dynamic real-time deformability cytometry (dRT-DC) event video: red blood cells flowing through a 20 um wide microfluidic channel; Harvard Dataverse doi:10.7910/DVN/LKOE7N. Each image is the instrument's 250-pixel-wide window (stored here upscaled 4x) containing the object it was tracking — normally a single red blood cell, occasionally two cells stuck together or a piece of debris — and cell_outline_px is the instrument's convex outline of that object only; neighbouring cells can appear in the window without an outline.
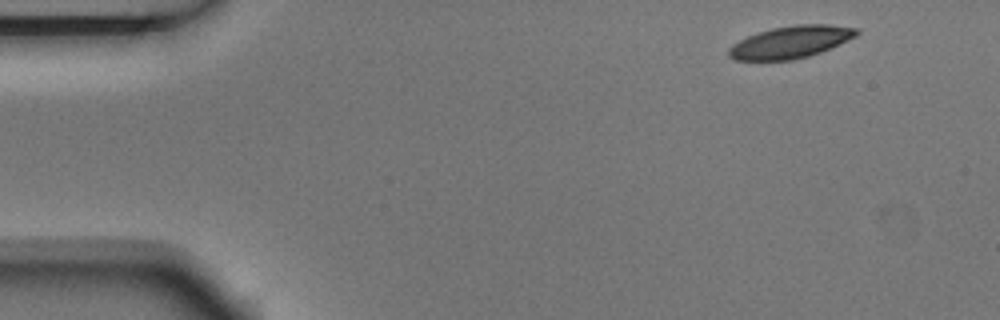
{"species": "Egyptian fruit bat (a non-hibernating species)", "species_latin": "Rousettus aegyptiacus", "temperature_condition": "room temperature", "stored_images_in_passage": 4, "segment_of_instrument_passage": [1, 2], "camera_frame_rate_fps": 3000, "um_per_image_px": 0.085, "animal": {"sex": "male"}, "frame": {"image": 1, "passage_image": 1, "time_ms": 0.0, "image_size_px": [1000, 320], "cell_outline_px": [[860, 32], [856, 36], [848, 40], [820, 52], [808, 56], [792, 60], [736, 60], [728, 56], [728, 48], [732, 44], [748, 36], [772, 28], [796, 24], [828, 24], [860, 28]], "centroid_in_image_um": [67.22, 3.57], "position_along_channel_um": 17.8, "area_um2": 23.93}}